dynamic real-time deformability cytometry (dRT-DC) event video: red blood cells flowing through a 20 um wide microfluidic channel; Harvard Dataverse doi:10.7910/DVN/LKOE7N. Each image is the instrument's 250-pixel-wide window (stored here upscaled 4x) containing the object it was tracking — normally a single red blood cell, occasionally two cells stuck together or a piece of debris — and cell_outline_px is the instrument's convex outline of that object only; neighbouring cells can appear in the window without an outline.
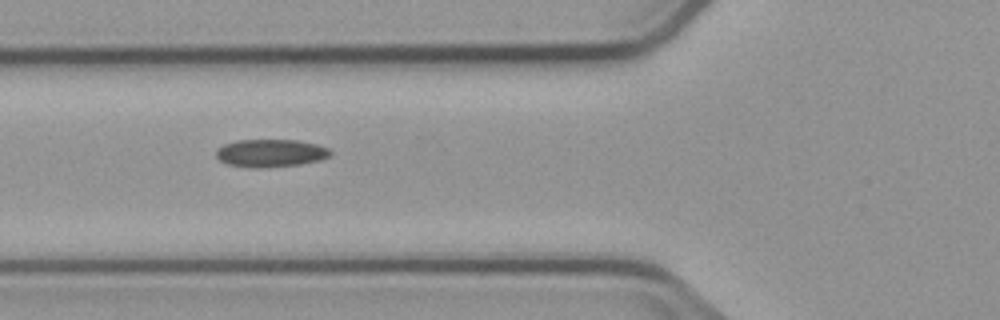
{"species": "common noctule bat (a hibernating species)", "species_latin": "Nyctalus noctula", "temperature_condition": "cold", "stored_images_in_passage": 10, "camera_frame_rate_fps": 3000, "um_per_image_px": 0.085, "animal": {"sex": "male", "body_mass_g": 23.1, "forearm_length_mm": 52.7}, "frame": {"image": 1, "passage_image": 6, "time_ms": 6.667, "image_size_px": [1000, 320], "cell_outline_px": [[332, 156], [320, 160], [300, 164], [264, 168], [248, 168], [228, 164], [220, 160], [216, 156], [216, 148], [224, 144], [236, 140], [300, 140], [316, 144], [328, 148], [332, 152]], "centroid_in_image_um": [23.0, 13.01], "position_along_channel_um": 102.8, "area_um2": 18.73}}
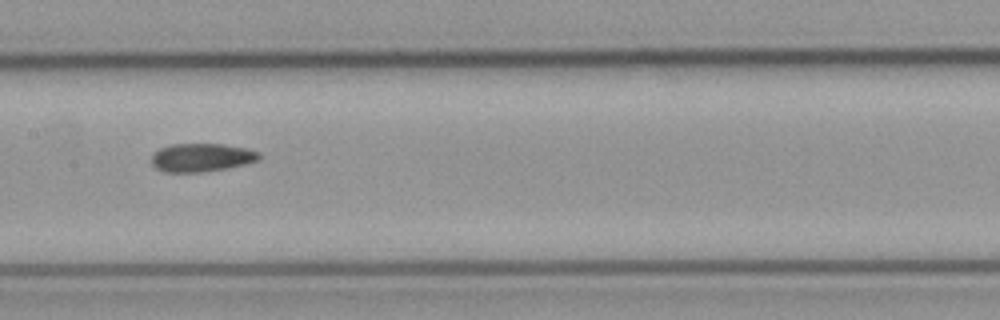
{"frame": {"image": 2, "passage_image": 8, "time_ms": 9.0, "image_size_px": [1000, 320], "cell_outline_px": [[260, 160], [248, 164], [228, 168], [200, 172], [164, 172], [156, 168], [152, 164], [152, 156], [160, 148], [172, 144], [224, 144], [244, 148], [260, 152]], "centroid_in_image_um": [17.17, 13.39], "position_along_channel_um": 190.2, "area_um2": 17.8}}
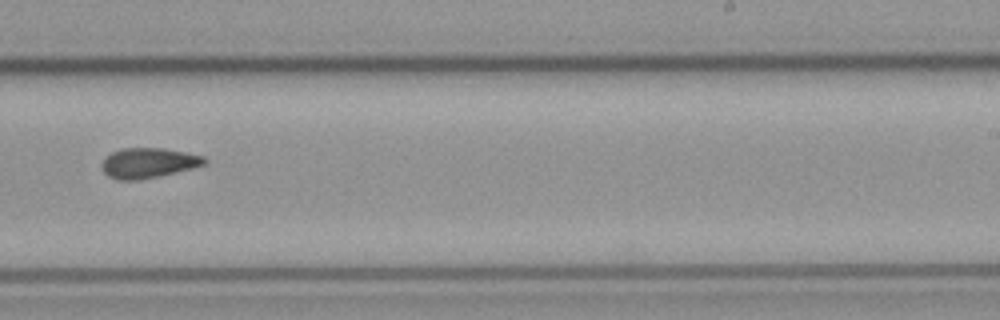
{"frame": {"image": 3, "passage_image": 10, "time_ms": 11.333, "image_size_px": [1000, 320], "cell_outline_px": [[208, 160], [204, 164], [192, 168], [140, 180], [116, 180], [108, 176], [100, 168], [100, 164], [104, 156], [112, 152], [124, 148], [164, 148], [204, 156]], "centroid_in_image_um": [12.55, 13.85], "position_along_channel_um": 276.5, "area_um2": 18.09}}